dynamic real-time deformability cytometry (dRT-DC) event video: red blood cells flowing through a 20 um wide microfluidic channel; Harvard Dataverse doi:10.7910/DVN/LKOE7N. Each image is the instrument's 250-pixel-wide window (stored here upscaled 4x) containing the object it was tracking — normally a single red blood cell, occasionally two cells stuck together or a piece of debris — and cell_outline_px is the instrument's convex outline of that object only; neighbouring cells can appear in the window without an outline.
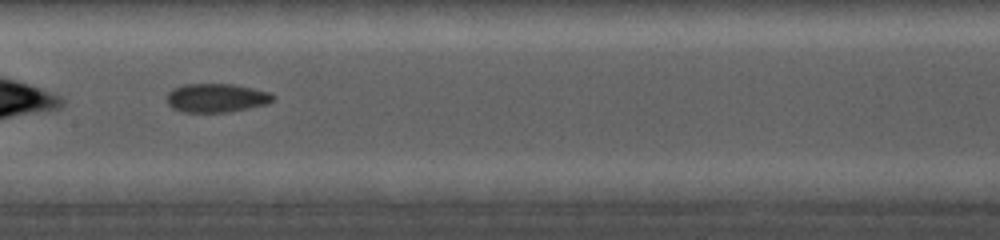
{"species": "common noctule bat (a hibernating species)", "species_latin": "Nyctalus noctula", "temperature_condition": "cold", "stored_images_in_passage": 7, "camera_frame_rate_fps": 5000, "um_per_image_px": 0.085, "animal": {"sex": "female", "body_mass_g": 19.0, "forearm_length_mm": 56.7}, "frame": {"image": 1, "passage_image": 5, "time_ms": 3.2, "image_size_px": [1000, 240], "cell_outline_px": [[276, 96], [268, 104], [228, 112], [184, 112], [172, 108], [168, 104], [168, 92], [172, 88], [184, 84], [232, 84], [252, 88], [268, 92]], "centroid_in_image_um": [18.38, 8.32], "position_along_channel_um": 189.0, "area_um2": 17.74}}